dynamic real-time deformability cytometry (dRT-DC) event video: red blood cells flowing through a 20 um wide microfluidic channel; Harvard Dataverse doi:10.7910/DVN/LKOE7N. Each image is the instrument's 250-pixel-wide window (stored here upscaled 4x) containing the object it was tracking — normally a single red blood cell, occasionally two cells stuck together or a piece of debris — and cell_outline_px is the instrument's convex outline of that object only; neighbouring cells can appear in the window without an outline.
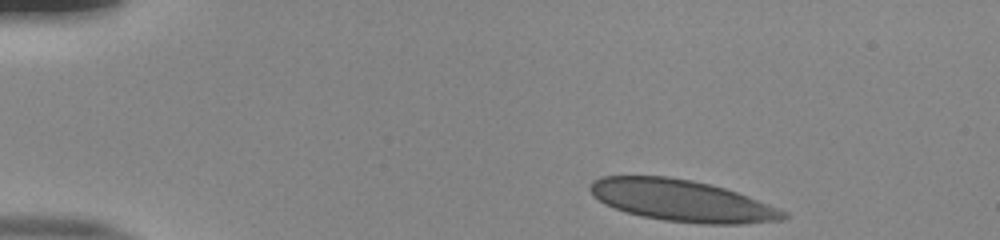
{"species": "human", "species_latin": "Homo sapiens", "temperature_condition": "room temperature", "stored_images_in_passage": 45, "camera_frame_rate_fps": 3000, "um_per_image_px": 0.085, "donor": {"sex": "male"}, "frame": {"image": 1, "passage_image": 1, "time_ms": 0.0, "image_size_px": [1000, 240], "cell_outline_px": [[788, 216], [784, 220], [740, 224], [700, 224], [664, 220], [644, 216], [628, 212], [604, 204], [592, 196], [588, 188], [592, 180], [604, 176], [668, 176], [692, 180], [724, 188], [748, 196], [788, 212]], "centroid_in_image_um": [57.95, 17.05], "position_along_channel_um": 27.0, "area_um2": 46.76}}
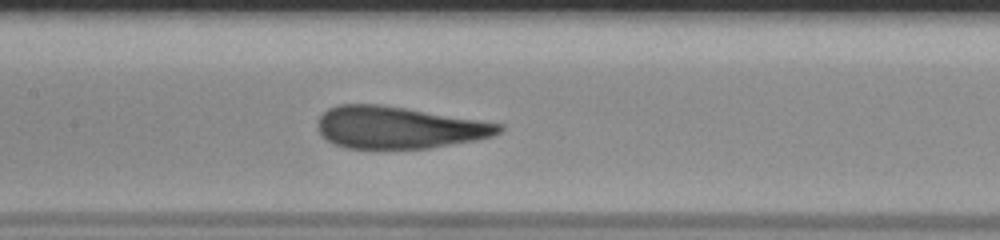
{"frame": {"image": 2, "passage_image": 19, "time_ms": 6.0, "image_size_px": [1000, 240], "cell_outline_px": [[504, 128], [500, 132], [492, 136], [476, 140], [428, 148], [348, 148], [332, 144], [320, 132], [316, 124], [316, 120], [328, 108], [340, 104], [380, 104], [504, 124]], "centroid_in_image_um": [33.87, 10.83], "position_along_channel_um": 173.5, "area_um2": 44.22}}
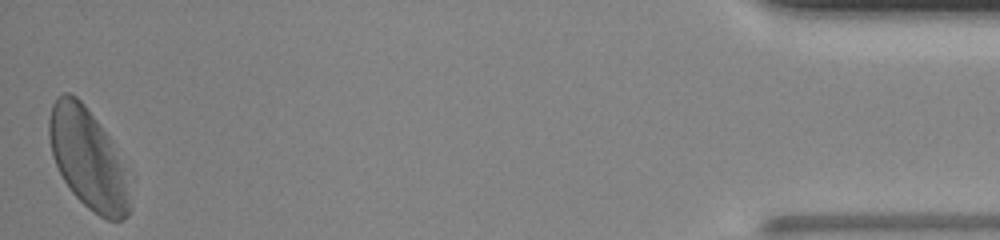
{"frame": {"image": 3, "passage_image": 45, "time_ms": 14.667, "image_size_px": [1000, 240], "cell_outline_px": [[128, 216], [120, 220], [108, 220], [100, 216], [88, 208], [72, 192], [64, 180], [52, 156], [48, 136], [48, 120], [52, 104], [56, 96], [64, 92], [68, 92], [76, 96], [84, 104], [112, 140], [120, 164], [124, 180], [128, 204]], "centroid_in_image_um": [7.38, 13.42], "position_along_channel_um": 427.8, "area_um2": 45.89}, "authors_computed_cell_mechanics": {"area_um2": 46.0088, "velocity_mm_per_s": 3.8712, "shape_relaxation_time_tau1_ms": 4.1236, "shape_relaxation_time_tau2_ms": 0.7651, "deformation_change_tau1": 0.1675, "deformation_change_tau2": 0.074}}